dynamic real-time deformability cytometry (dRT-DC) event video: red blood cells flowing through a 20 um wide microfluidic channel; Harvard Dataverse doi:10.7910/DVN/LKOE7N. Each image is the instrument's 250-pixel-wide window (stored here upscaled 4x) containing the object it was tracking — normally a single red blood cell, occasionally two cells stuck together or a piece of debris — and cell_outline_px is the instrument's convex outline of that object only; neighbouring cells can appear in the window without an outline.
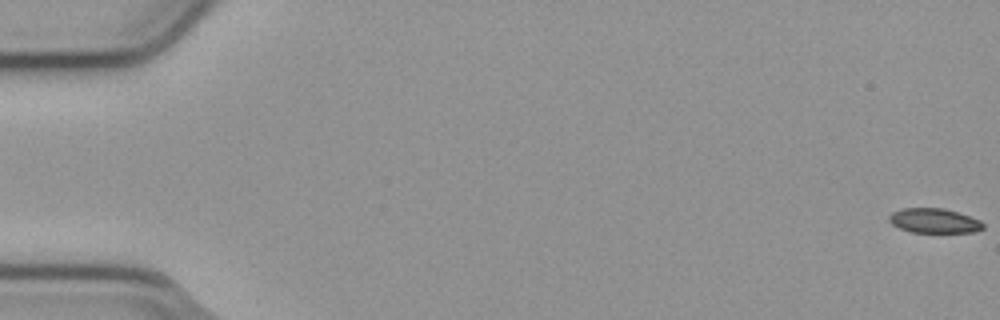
{"species": "common noctule bat (a hibernating species)", "species_latin": "Nyctalus noctula", "temperature_condition": "cold", "stored_images_in_passage": 57, "camera_frame_rate_fps": 3000, "um_per_image_px": 0.085, "animal": {"sex": "male", "body_mass_g": 23.1, "forearm_length_mm": 52.7}, "frame": {"image": 1, "passage_image": 1, "time_ms": 0.0, "image_size_px": [1000, 320], "cell_outline_px": [[984, 228], [972, 232], [912, 232], [900, 228], [892, 224], [888, 220], [888, 216], [892, 212], [900, 208], [944, 208], [980, 220], [984, 224]], "centroid_in_image_um": [79.37, 18.75], "position_along_channel_um": 5.6, "area_um2": 13.41}}
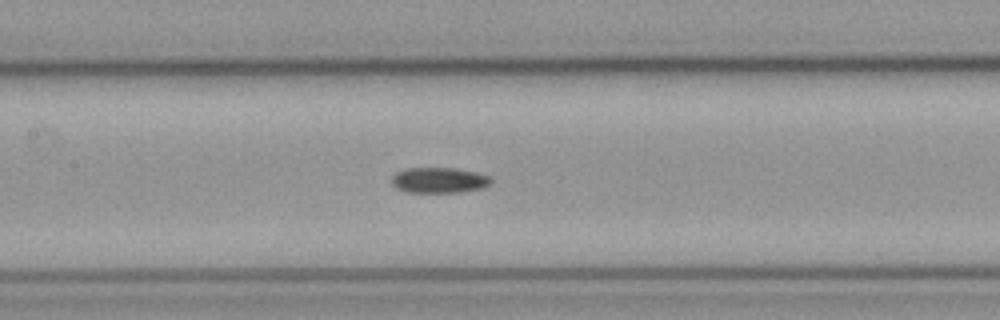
{"frame": {"image": 2, "passage_image": 27, "time_ms": 8.667, "image_size_px": [1000, 320], "cell_outline_px": [[492, 180], [488, 184], [480, 188], [456, 192], [404, 192], [396, 188], [392, 184], [392, 176], [396, 172], [404, 168], [456, 168], [476, 172], [492, 176]], "centroid_in_image_um": [37.28, 15.3], "position_along_channel_um": 170.1, "area_um2": 14.8}}
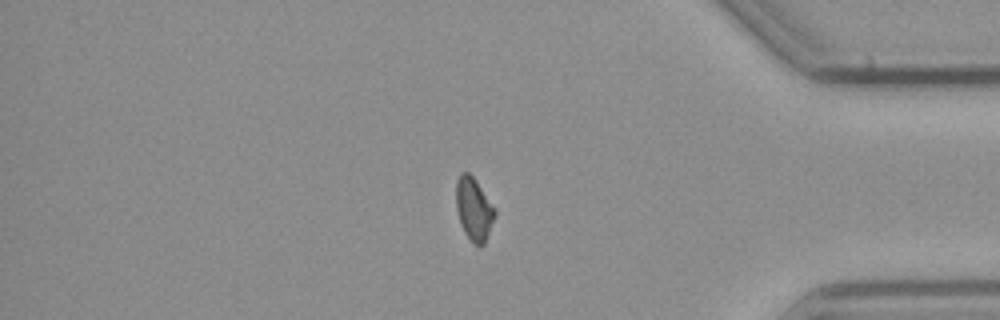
{"frame": {"image": 3, "passage_image": 47, "time_ms": 15.333, "image_size_px": [1000, 320], "cell_outline_px": [[496, 216], [484, 244], [472, 244], [464, 232], [456, 208], [456, 180], [460, 172], [468, 172], [476, 180], [496, 208]], "centroid_in_image_um": [40.29, 17.74], "position_along_channel_um": 394.9, "area_um2": 14.33}}